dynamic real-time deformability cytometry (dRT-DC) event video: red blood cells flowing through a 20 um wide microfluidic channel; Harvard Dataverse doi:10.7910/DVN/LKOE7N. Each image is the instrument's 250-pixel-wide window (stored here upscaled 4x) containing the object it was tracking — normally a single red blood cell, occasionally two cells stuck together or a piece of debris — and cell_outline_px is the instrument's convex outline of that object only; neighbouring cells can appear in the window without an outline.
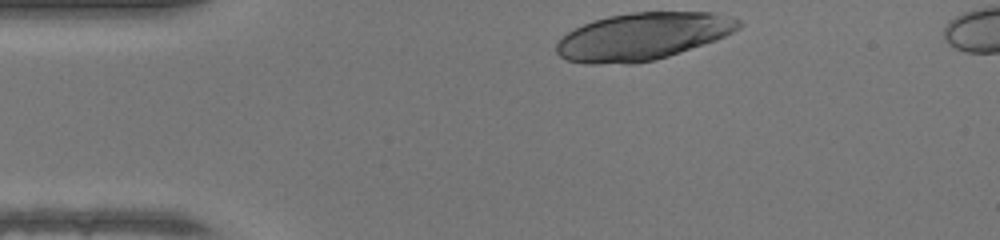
{"species": "human", "species_latin": "Homo sapiens", "temperature_condition": "warm", "stored_images_in_passage": 30, "camera_frame_rate_fps": 3000, "um_per_image_px": 0.085, "donor": {"sex": "female"}, "frame": {"image": 1, "passage_image": 1, "time_ms": 0.0, "image_size_px": [1000, 240], "cell_outline_px": [[744, 24], [740, 28], [716, 40], [656, 60], [632, 64], [584, 64], [568, 60], [560, 56], [556, 52], [556, 44], [572, 28], [592, 20], [608, 16], [632, 12], [716, 12], [740, 20]], "centroid_in_image_um": [54.62, 3.09], "position_along_channel_um": 30.4, "area_um2": 50.52}}